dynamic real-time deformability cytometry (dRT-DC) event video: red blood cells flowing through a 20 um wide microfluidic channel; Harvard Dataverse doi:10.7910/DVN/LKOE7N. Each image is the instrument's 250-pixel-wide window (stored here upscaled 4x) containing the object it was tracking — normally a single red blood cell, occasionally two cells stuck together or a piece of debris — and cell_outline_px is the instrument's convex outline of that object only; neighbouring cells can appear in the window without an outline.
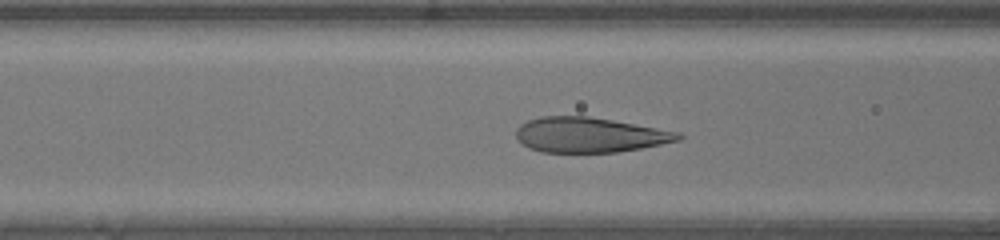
{"species": "human", "species_latin": "Homo sapiens", "temperature_condition": "warm", "stored_images_in_passage": 35, "camera_frame_rate_fps": 3000, "um_per_image_px": 0.085, "donor": {"sex": "male"}, "frame": {"image": 1, "passage_image": 10, "time_ms": 3.0, "image_size_px": [1000, 240], "cell_outline_px": [[684, 136], [680, 140], [640, 148], [616, 152], [540, 152], [528, 148], [516, 136], [516, 128], [520, 124], [528, 120], [540, 116], [588, 116], [612, 120], [680, 132]], "centroid_in_image_um": [50.09, 11.46], "position_along_channel_um": 116.5, "area_um2": 33.0}}
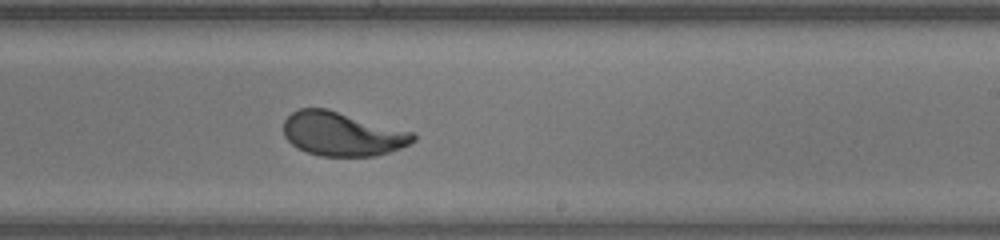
{"frame": {"image": 2, "passage_image": 20, "time_ms": 6.333, "image_size_px": [1000, 240], "cell_outline_px": [[416, 140], [400, 148], [376, 156], [320, 156], [296, 148], [284, 136], [284, 120], [292, 112], [300, 108], [328, 108], [412, 132], [416, 136]], "centroid_in_image_um": [29.07, 11.38], "position_along_channel_um": 259.9, "area_um2": 33.18}}
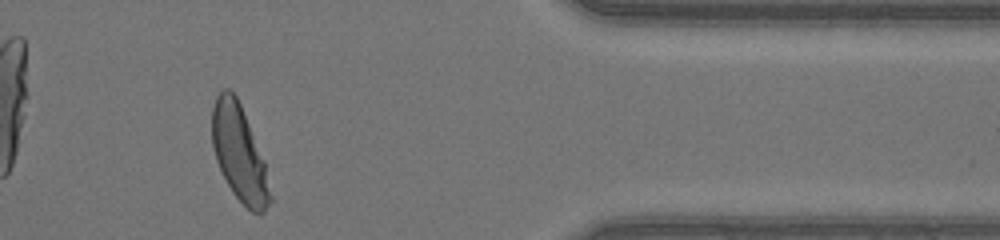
{"frame": {"image": 3, "passage_image": 31, "time_ms": 10.0, "image_size_px": [1000, 240], "cell_outline_px": [[272, 200], [264, 212], [260, 216], [252, 212], [232, 192], [216, 160], [212, 144], [212, 108], [216, 96], [224, 88], [228, 88], [236, 96], [240, 104], [264, 160], [272, 196]], "centroid_in_image_um": [20.34, 13.05], "position_along_channel_um": 391.1, "area_um2": 32.19}}